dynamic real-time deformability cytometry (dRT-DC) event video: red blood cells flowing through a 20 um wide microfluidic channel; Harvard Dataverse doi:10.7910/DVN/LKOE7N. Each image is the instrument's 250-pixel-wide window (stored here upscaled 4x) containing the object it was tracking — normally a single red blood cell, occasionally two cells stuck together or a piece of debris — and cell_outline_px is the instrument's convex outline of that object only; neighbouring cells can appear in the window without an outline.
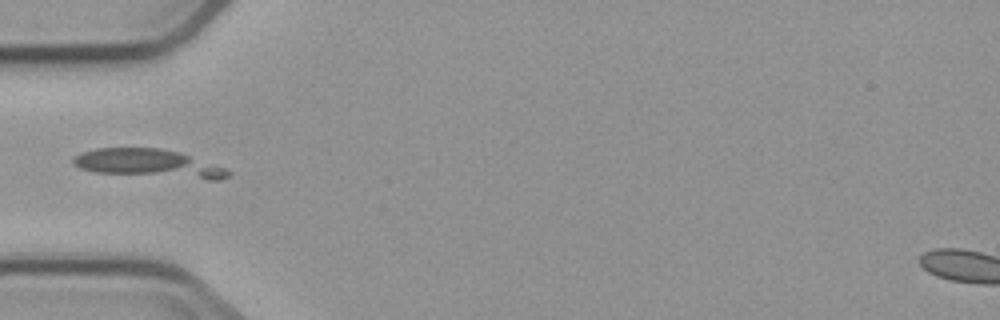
{"species": "common noctule bat (a hibernating species)", "species_latin": "Nyctalus noctula", "temperature_condition": "cold", "stored_images_in_passage": 9, "camera_frame_rate_fps": 3000, "um_per_image_px": 0.085, "animal": {"sex": "male", "body_mass_g": 23.1, "forearm_length_mm": 52.7}, "frame": {"image": 1, "passage_image": 3, "time_ms": 2.333, "image_size_px": [1000, 320], "cell_outline_px": [[232, 176], [220, 180], [208, 180], [96, 172], [80, 168], [72, 164], [72, 160], [76, 156], [84, 152], [96, 148], [160, 148], [176, 152], [224, 168], [232, 172]], "centroid_in_image_um": [12.65, 13.91], "position_along_channel_um": 72.4, "area_um2": 25.14}}